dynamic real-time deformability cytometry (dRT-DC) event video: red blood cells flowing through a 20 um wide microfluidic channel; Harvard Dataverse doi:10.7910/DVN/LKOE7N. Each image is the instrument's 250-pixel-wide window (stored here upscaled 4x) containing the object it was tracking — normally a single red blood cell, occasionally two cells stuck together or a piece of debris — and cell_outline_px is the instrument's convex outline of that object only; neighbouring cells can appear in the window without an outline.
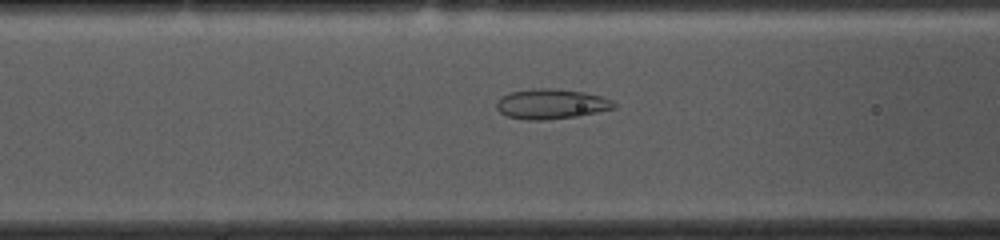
{"species": "common noctule bat (a hibernating species)", "species_latin": "Nyctalus noctula", "temperature_condition": "cold", "stored_images_in_passage": 54, "camera_frame_rate_fps": 3000, "um_per_image_px": 0.085, "animal": {"sex": "female", "body_mass_g": 10.0, "forearm_length_mm": 53.1}, "frame": {"image": 1, "passage_image": 20, "time_ms": 6.333, "image_size_px": [1000, 240], "cell_outline_px": [[616, 108], [576, 116], [544, 120], [528, 120], [508, 116], [500, 112], [496, 108], [496, 104], [504, 96], [512, 92], [532, 88], [552, 88], [584, 92], [600, 96], [612, 100], [616, 104]], "centroid_in_image_um": [46.88, 8.83], "position_along_channel_um": 119.7, "area_um2": 20.29}}
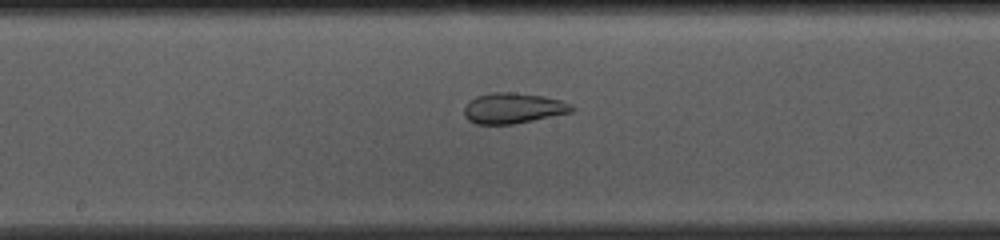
{"frame": {"image": 2, "passage_image": 27, "time_ms": 8.667, "image_size_px": [1000, 240], "cell_outline_px": [[576, 108], [572, 112], [512, 124], [476, 124], [468, 120], [464, 116], [464, 108], [468, 100], [476, 96], [492, 92], [512, 92], [544, 96], [560, 100], [572, 104]], "centroid_in_image_um": [43.6, 9.19], "position_along_channel_um": 204.6, "area_um2": 19.25}}
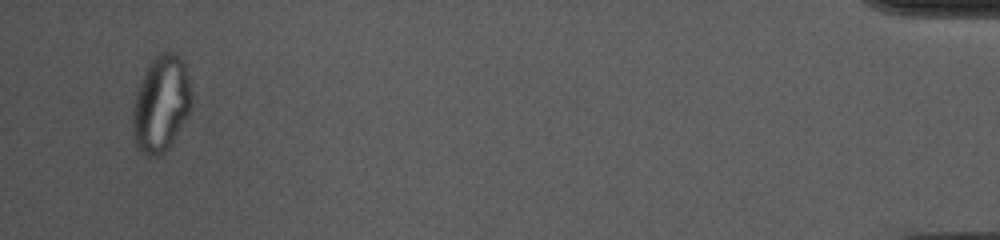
{"frame": {"image": 3, "passage_image": 52, "time_ms": 17.0, "image_size_px": [1000, 240], "cell_outline_px": [[192, 108], [188, 116], [168, 148], [160, 156], [148, 156], [136, 144], [132, 132], [132, 108], [136, 92], [144, 72], [148, 64], [160, 52], [172, 52], [180, 56], [184, 60], [192, 92]], "centroid_in_image_um": [13.7, 8.8], "position_along_channel_um": 421.5, "area_um2": 33.29}, "authors_computed_cell_mechanics": {"area_um2": 25.8655, "velocity_mm_per_s": 3.6341, "shape_relaxation_time_tau1_ms": null, "shape_relaxation_time_tau2_ms": 1.6522, "deformation_change_tau1": null, "deformation_change_tau2": 0.0658}}